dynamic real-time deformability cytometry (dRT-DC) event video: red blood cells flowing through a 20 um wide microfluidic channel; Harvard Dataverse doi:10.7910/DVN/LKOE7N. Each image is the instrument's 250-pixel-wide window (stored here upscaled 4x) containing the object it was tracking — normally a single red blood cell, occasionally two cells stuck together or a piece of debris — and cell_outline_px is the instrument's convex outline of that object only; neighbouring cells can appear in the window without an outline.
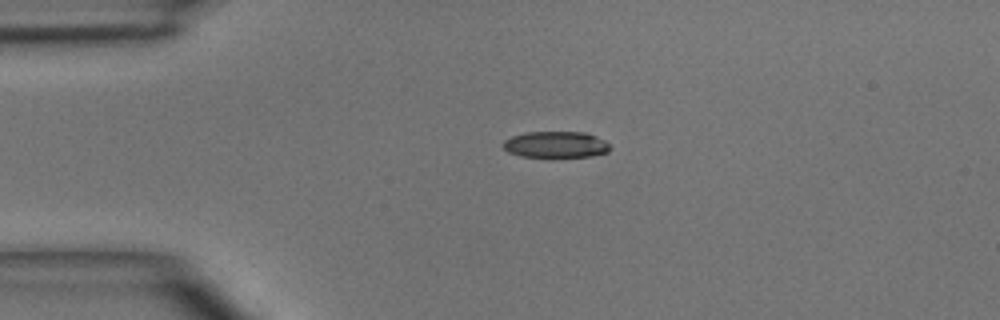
{"species": "common noctule bat (a hibernating species)", "species_latin": "Nyctalus noctula", "temperature_condition": "room temperature", "stored_images_in_passage": 3, "camera_frame_rate_fps": 3000, "um_per_image_px": 0.085, "animal": {"sex": "male", "body_mass_g": 15.6}, "frame": {"image": 1, "passage_image": 2, "time_ms": 1.333, "image_size_px": [1000, 320], "cell_outline_px": [[612, 148], [608, 152], [592, 156], [520, 156], [508, 152], [504, 148], [504, 140], [512, 136], [524, 132], [584, 132], [596, 136], [604, 140]], "centroid_in_image_um": [47.26, 12.27], "position_along_channel_um": 37.7, "area_um2": 16.24}}